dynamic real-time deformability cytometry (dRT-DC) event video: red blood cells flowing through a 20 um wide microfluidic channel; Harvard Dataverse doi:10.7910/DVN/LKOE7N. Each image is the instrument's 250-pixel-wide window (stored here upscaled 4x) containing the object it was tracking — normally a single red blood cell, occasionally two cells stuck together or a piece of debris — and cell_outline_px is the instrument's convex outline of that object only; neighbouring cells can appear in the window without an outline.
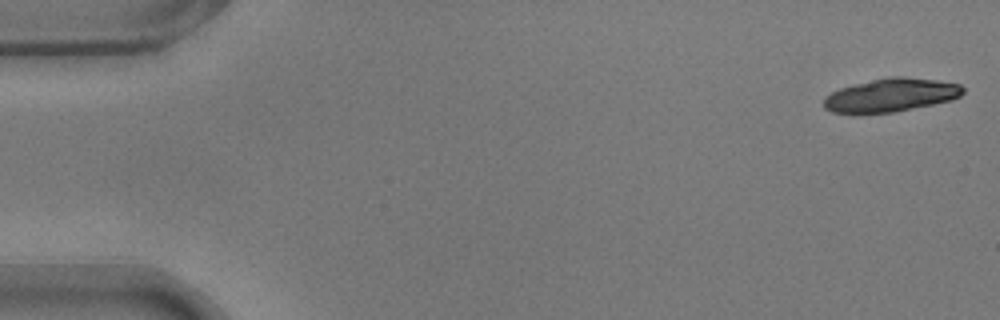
{"species": "common noctule bat (a hibernating species)", "species_latin": "Nyctalus noctula", "temperature_condition": "warm", "stored_images_in_passage": 18, "camera_frame_rate_fps": 3000, "um_per_image_px": 0.085, "animal": {"sex": "male", "body_mass_g": 17.9}, "frame": {"image": 1, "passage_image": 1, "time_ms": 0.0, "image_size_px": [1000, 320], "cell_outline_px": [[964, 92], [960, 96], [952, 100], [892, 112], [852, 116], [832, 112], [824, 108], [824, 100], [832, 92], [840, 88], [872, 80], [892, 76], [904, 76], [936, 80], [960, 84], [964, 88]], "centroid_in_image_um": [75.69, 8.11], "position_along_channel_um": 9.3, "area_um2": 27.34}}